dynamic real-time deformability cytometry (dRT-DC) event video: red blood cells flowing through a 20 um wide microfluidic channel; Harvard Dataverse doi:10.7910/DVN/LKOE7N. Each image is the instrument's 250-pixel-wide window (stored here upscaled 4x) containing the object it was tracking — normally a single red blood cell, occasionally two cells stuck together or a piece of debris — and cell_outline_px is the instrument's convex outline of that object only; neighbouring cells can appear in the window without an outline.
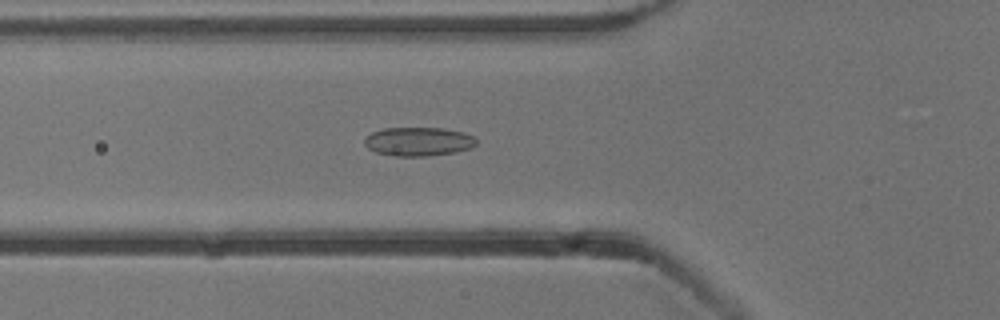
{"species": "common noctule bat (a hibernating species)", "species_latin": "Nyctalus noctula", "temperature_condition": "cold", "stored_images_in_passage": 37, "camera_frame_rate_fps": 3000, "um_per_image_px": 0.085, "animal": {"sex": "male", "body_mass_g": 13.3}, "frame": {"image": 1, "passage_image": 6, "time_ms": 1.667, "image_size_px": [1000, 320], "cell_outline_px": [[476, 144], [472, 148], [456, 152], [428, 156], [396, 156], [376, 152], [368, 148], [364, 144], [364, 140], [372, 132], [384, 128], [444, 128], [464, 132], [472, 136], [476, 140]], "centroid_in_image_um": [35.58, 12.03], "position_along_channel_um": 90.2, "area_um2": 18.79}}
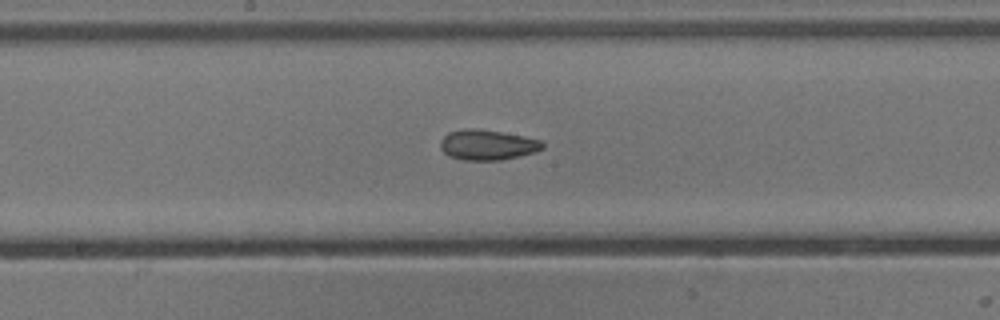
{"frame": {"image": 2, "passage_image": 15, "time_ms": 4.667, "image_size_px": [1000, 320], "cell_outline_px": [[544, 148], [536, 152], [500, 160], [464, 160], [448, 156], [440, 148], [440, 140], [448, 132], [464, 128], [480, 128], [524, 136], [540, 140], [544, 144]], "centroid_in_image_um": [41.41, 12.3], "position_along_channel_um": 206.8, "area_um2": 18.21}}
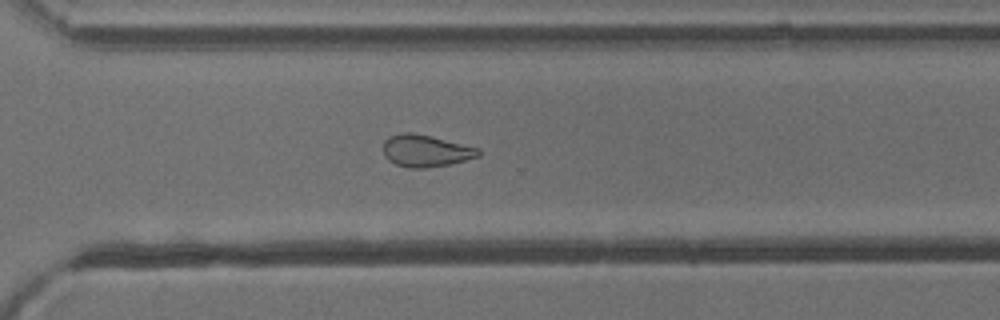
{"frame": {"image": 3, "passage_image": 25, "time_ms": 8.0, "image_size_px": [1000, 320], "cell_outline_px": [[480, 156], [448, 164], [428, 168], [408, 168], [396, 164], [388, 160], [384, 156], [384, 140], [400, 132], [412, 132], [432, 136], [480, 148]], "centroid_in_image_um": [36.18, 12.81], "position_along_channel_um": 334.4, "area_um2": 17.8}, "authors_computed_cell_mechanics": {"area_um2": 18.207, "velocity_mm_per_s": 3.8549, "shape_relaxation_time_tau1_ms": null, "shape_relaxation_time_tau2_ms": 3.388, "deformation_change_tau1": null, "deformation_change_tau2": 0.0918}}